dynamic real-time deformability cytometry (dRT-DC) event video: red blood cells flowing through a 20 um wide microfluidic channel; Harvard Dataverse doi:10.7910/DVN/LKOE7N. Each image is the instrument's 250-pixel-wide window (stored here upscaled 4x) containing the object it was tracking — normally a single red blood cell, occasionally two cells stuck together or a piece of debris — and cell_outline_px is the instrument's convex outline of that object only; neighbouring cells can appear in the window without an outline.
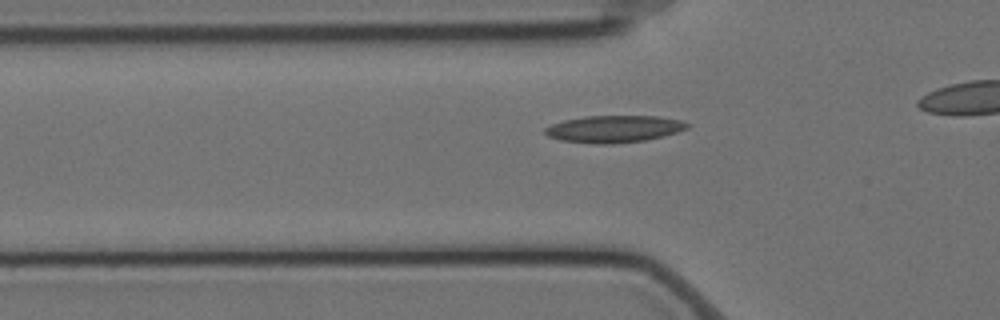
{"species": "Egyptian fruit bat (a non-hibernating species)", "species_latin": "Rousettus aegyptiacus", "temperature_condition": "cold", "stored_images_in_passage": 40, "camera_frame_rate_fps": 3000, "um_per_image_px": 0.085, "animal": {"sex": "female"}, "frame": {"image": 1, "passage_image": 13, "time_ms": 4.0, "image_size_px": [1000, 320], "cell_outline_px": [[692, 124], [688, 128], [664, 136], [644, 140], [612, 144], [596, 144], [560, 140], [548, 136], [544, 132], [544, 128], [552, 124], [564, 120], [584, 116], [656, 116], [680, 120]], "centroid_in_image_um": [52.19, 10.96], "position_along_channel_um": 73.6, "area_um2": 22.43}}
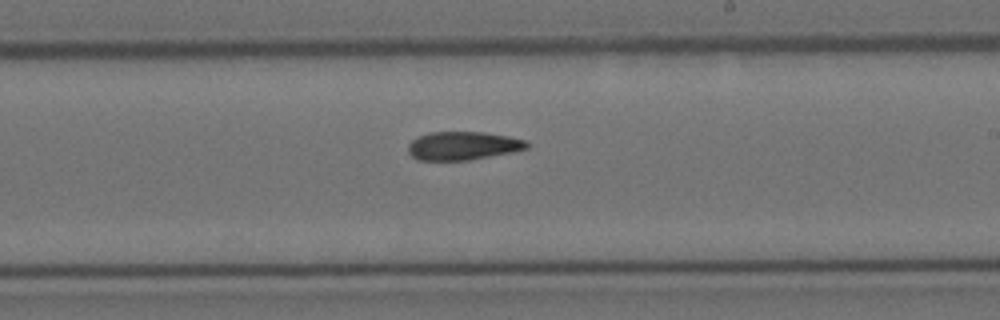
{"frame": {"image": 2, "passage_image": 28, "time_ms": 9.0, "image_size_px": [1000, 320], "cell_outline_px": [[528, 148], [512, 152], [468, 160], [416, 160], [408, 152], [408, 144], [412, 140], [420, 136], [432, 132], [484, 132], [508, 136], [528, 140]], "centroid_in_image_um": [39.36, 12.39], "position_along_channel_um": 249.6, "area_um2": 19.59}}
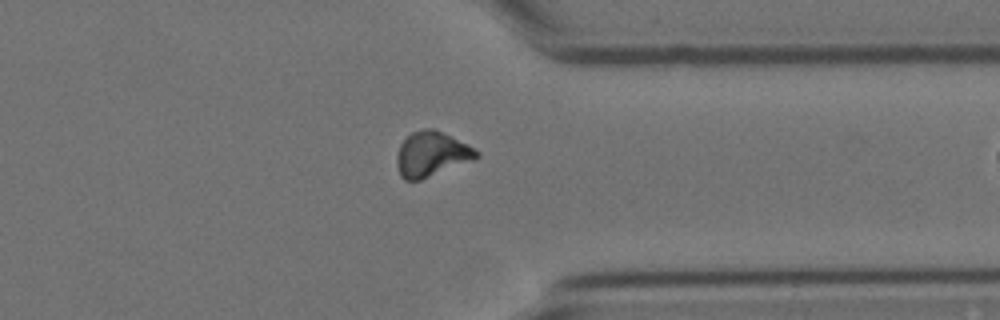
{"frame": {"image": 3, "passage_image": 39, "time_ms": 12.667, "image_size_px": [1000, 320], "cell_outline_px": [[480, 156], [472, 160], [420, 180], [404, 180], [400, 176], [396, 164], [396, 156], [400, 144], [412, 132], [424, 128], [432, 128], [468, 144], [480, 152]], "centroid_in_image_um": [36.66, 13.1], "position_along_channel_um": 374.7, "area_um2": 20.69}}